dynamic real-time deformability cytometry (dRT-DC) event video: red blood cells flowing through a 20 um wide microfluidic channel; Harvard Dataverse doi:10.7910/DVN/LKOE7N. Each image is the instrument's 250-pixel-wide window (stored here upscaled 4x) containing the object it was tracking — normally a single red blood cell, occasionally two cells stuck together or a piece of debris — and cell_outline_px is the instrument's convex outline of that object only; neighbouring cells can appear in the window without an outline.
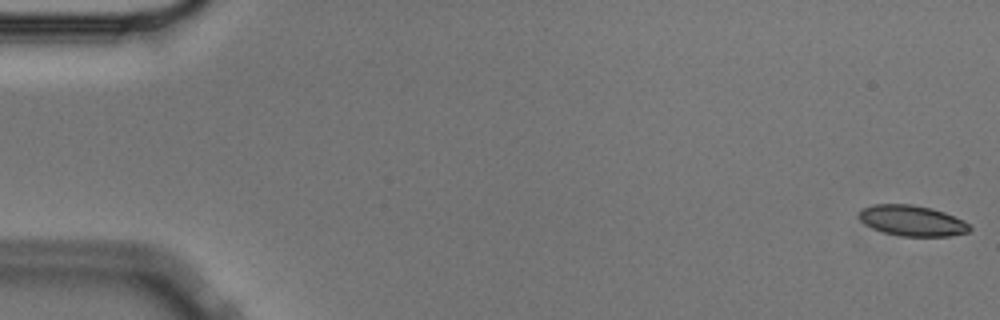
{"species": "Egyptian fruit bat (a non-hibernating species)", "species_latin": "Rousettus aegyptiacus", "temperature_condition": "cold", "stored_images_in_passage": 56, "camera_frame_rate_fps": 3000, "um_per_image_px": 0.085, "animal": {"sex": "male"}, "frame": {"image": 1, "passage_image": 1, "time_ms": 0.0, "image_size_px": [1000, 320], "cell_outline_px": [[972, 228], [968, 232], [948, 236], [900, 236], [884, 232], [872, 228], [864, 224], [860, 220], [860, 212], [864, 208], [872, 204], [912, 204], [932, 208], [944, 212], [964, 220]], "centroid_in_image_um": [77.54, 18.75], "position_along_channel_um": 7.5, "area_um2": 19.71}}
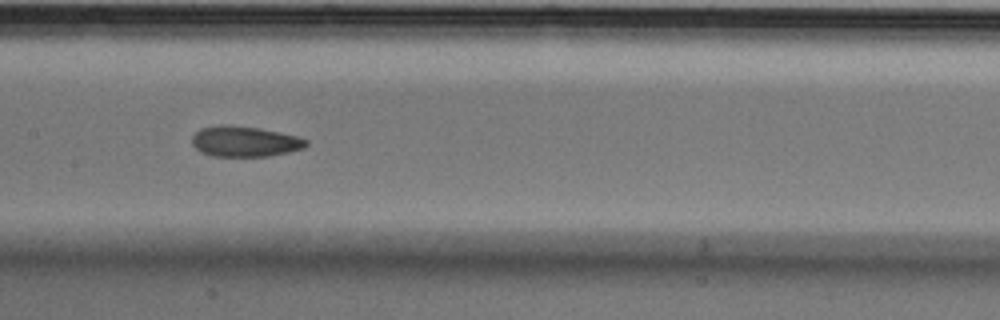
{"frame": {"image": 2, "passage_image": 28, "time_ms": 9.0, "image_size_px": [1000, 320], "cell_outline_px": [[308, 144], [304, 148], [288, 152], [268, 156], [212, 156], [200, 152], [192, 144], [192, 136], [200, 128], [220, 124], [228, 124], [260, 128], [280, 132], [296, 136], [308, 140]], "centroid_in_image_um": [20.78, 12.01], "position_along_channel_um": 186.6, "area_um2": 20.46}}
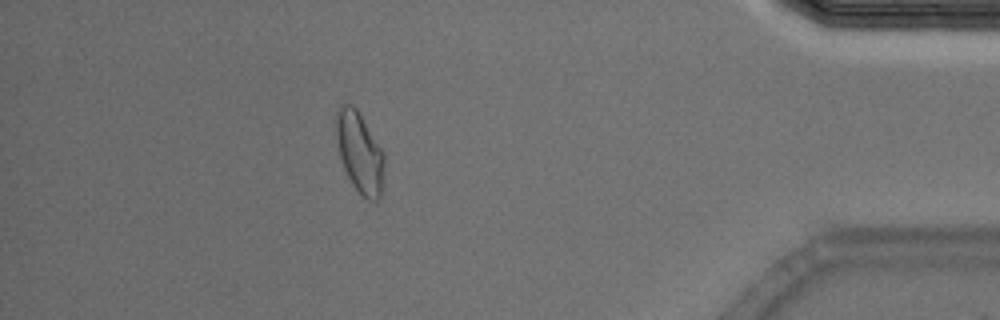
{"frame": {"image": 3, "passage_image": 50, "time_ms": 16.333, "image_size_px": [1000, 320], "cell_outline_px": [[384, 164], [380, 200], [368, 200], [352, 184], [344, 168], [340, 156], [336, 136], [336, 112], [340, 104], [352, 104], [356, 108], [384, 152]], "centroid_in_image_um": [30.57, 12.94], "position_along_channel_um": 404.6, "area_um2": 22.37}, "authors_computed_cell_mechanics": {"area_um2": 20.4323, "velocity_mm_per_s": 3.5749, "shape_relaxation_time_tau1_ms": null, "shape_relaxation_time_tau2_ms": 2.2699, "deformation_change_tau1": null, "deformation_change_tau2": 0.0709}}